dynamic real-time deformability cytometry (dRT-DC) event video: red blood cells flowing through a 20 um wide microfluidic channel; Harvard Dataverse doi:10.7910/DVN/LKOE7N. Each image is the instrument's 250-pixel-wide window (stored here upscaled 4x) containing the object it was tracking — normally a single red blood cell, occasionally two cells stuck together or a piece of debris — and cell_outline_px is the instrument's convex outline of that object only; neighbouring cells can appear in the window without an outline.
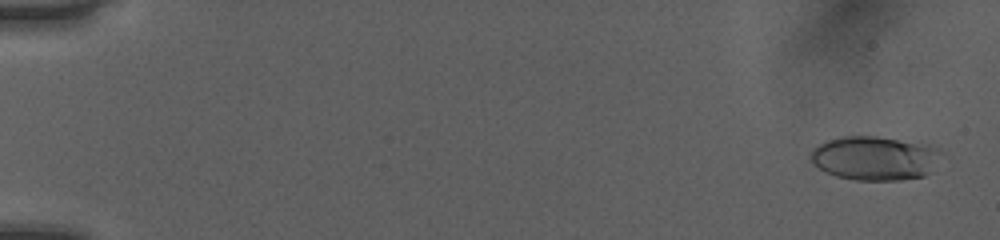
{"species": "human", "species_latin": "Homo sapiens", "temperature_condition": "room temperature", "stored_images_in_passage": 52, "camera_frame_rate_fps": 3000, "um_per_image_px": 0.085, "donor": {"sex": "female"}, "frame": {"image": 1, "passage_image": 2, "time_ms": 0.333, "image_size_px": [1000, 240], "cell_outline_px": [[944, 152], [932, 172], [924, 176], [900, 180], [856, 180], [836, 176], [812, 164], [812, 148], [828, 140], [840, 136], [876, 136], [928, 144], [940, 148]], "centroid_in_image_um": [74.43, 13.44], "position_along_channel_um": 10.6, "area_um2": 33.81}}
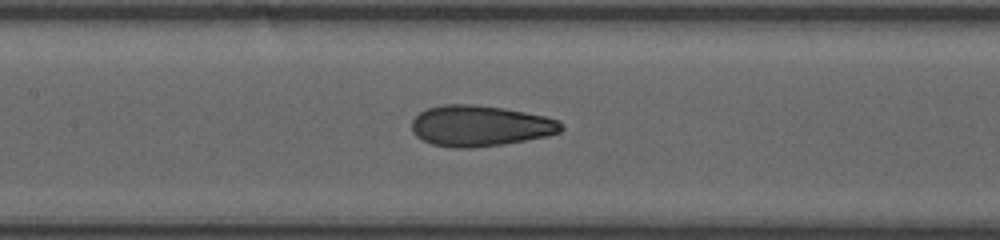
{"frame": {"image": 2, "passage_image": 26, "time_ms": 8.333, "image_size_px": [1000, 240], "cell_outline_px": [[564, 128], [560, 132], [548, 136], [504, 144], [472, 148], [452, 148], [432, 144], [416, 136], [412, 132], [412, 120], [420, 112], [428, 108], [444, 104], [472, 104], [504, 108], [544, 116], [560, 120], [564, 124]], "centroid_in_image_um": [40.83, 10.7], "position_along_channel_um": 166.6, "area_um2": 35.78}}
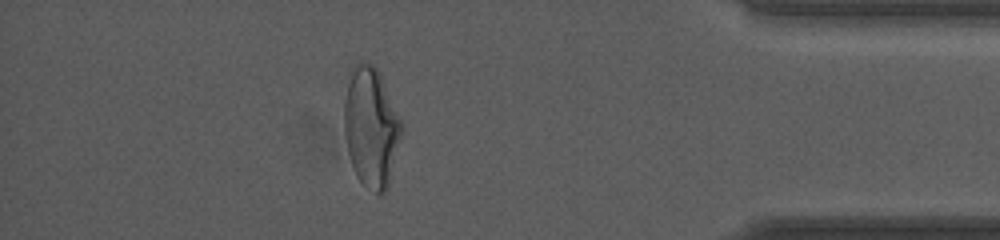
{"frame": {"image": 3, "passage_image": 46, "time_ms": 15.0, "image_size_px": [1000, 240], "cell_outline_px": [[404, 128], [388, 184], [384, 192], [376, 192], [364, 184], [356, 176], [348, 152], [344, 132], [344, 104], [348, 72], [352, 64], [360, 60], [364, 60], [372, 64], [376, 68], [404, 124]], "centroid_in_image_um": [31.53, 10.73], "position_along_channel_um": 403.7, "area_um2": 40.11}, "authors_computed_cell_mechanics": {"area_um2": 34.6511, "velocity_mm_per_s": 4.0582, "shape_relaxation_time_tau1_ms": 8.262, "shape_relaxation_time_tau2_ms": 1.3023, "deformation_change_tau1": 0.2451, "deformation_change_tau2": 0.0886}}